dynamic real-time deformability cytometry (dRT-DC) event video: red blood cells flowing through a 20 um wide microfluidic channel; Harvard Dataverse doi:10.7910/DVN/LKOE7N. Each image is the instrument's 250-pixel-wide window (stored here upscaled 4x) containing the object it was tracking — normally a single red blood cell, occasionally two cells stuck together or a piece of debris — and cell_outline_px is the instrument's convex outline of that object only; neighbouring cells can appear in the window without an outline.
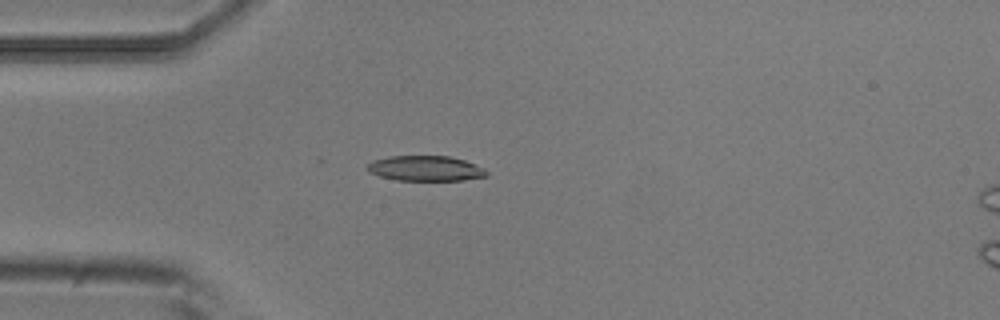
{"species": "common noctule bat (a hibernating species)", "species_latin": "Nyctalus noctula", "temperature_condition": "room temperature", "stored_images_in_passage": 4, "camera_frame_rate_fps": 3000, "um_per_image_px": 0.085, "animal": {"sex": "male", "body_mass_g": 20.5, "forearm_length_mm": 52.5}, "frame": {"image": 1, "passage_image": 4, "time_ms": 1.0, "image_size_px": [1000, 320], "cell_outline_px": [[488, 176], [464, 180], [396, 180], [380, 176], [368, 172], [364, 168], [372, 160], [388, 156], [448, 156], [464, 160], [484, 168], [488, 172]], "centroid_in_image_um": [36.14, 14.31], "position_along_channel_um": 48.9, "area_um2": 17.63}}